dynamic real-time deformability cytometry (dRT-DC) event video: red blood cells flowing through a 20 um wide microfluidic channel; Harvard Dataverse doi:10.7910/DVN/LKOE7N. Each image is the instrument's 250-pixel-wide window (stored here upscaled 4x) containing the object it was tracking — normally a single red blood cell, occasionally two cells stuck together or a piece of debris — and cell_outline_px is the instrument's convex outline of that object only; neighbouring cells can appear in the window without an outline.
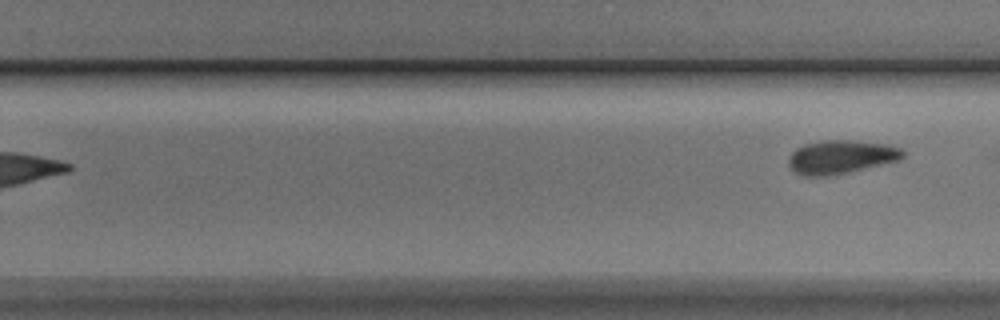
{"species": "Egyptian fruit bat (a non-hibernating species)", "species_latin": "Rousettus aegyptiacus", "temperature_condition": "cold", "stored_images_in_passage": 8, "segment_of_instrument_passage": [2, 2], "camera_frame_rate_fps": 3000, "um_per_image_px": 0.085, "animal": {"sex": "male"}, "frame": {"image": 1, "passage_image": 8, "time_ms": 9.333, "image_size_px": [1000, 320], "cell_outline_px": [[904, 156], [900, 160], [848, 172], [824, 176], [804, 176], [796, 172], [788, 164], [788, 160], [792, 152], [796, 148], [804, 144], [820, 140], [856, 140], [888, 144], [900, 148], [904, 152]], "centroid_in_image_um": [71.49, 13.32], "position_along_channel_um": 258.3, "area_um2": 22.37}}